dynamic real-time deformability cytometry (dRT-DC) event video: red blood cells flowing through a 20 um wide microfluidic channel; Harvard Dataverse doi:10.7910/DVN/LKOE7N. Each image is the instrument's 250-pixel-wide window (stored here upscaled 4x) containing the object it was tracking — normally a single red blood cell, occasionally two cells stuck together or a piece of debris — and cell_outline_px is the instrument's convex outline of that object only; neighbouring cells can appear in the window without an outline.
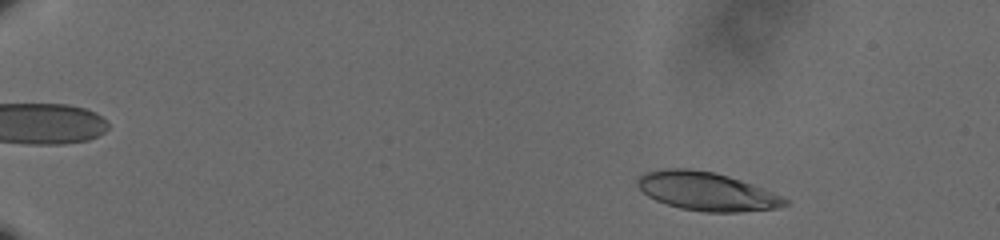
{"species": "human", "species_latin": "Homo sapiens", "temperature_condition": "cold", "stored_images_in_passage": 57, "camera_frame_rate_fps": 3000, "um_per_image_px": 0.085, "donor": {"sex": "male"}, "frame": {"image": 1, "passage_image": 6, "time_ms": 1.667, "image_size_px": [1000, 240], "cell_outline_px": [[788, 204], [776, 208], [740, 212], [704, 212], [680, 208], [656, 200], [648, 196], [636, 184], [636, 180], [644, 172], [668, 168], [688, 168], [712, 172], [728, 176], [752, 184], [780, 196], [788, 200]], "centroid_in_image_um": [60.03, 16.26], "position_along_channel_um": 25.0, "area_um2": 32.71}}
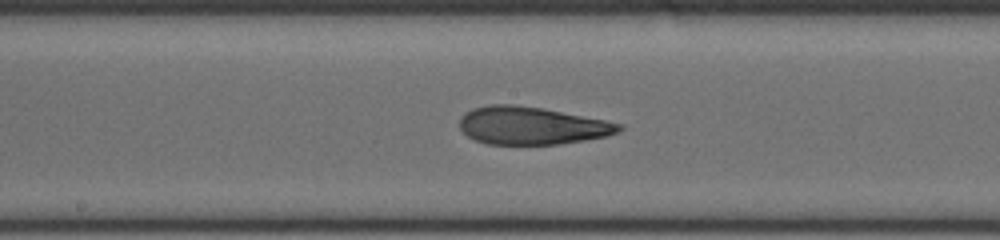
{"frame": {"image": 2, "passage_image": 32, "time_ms": 10.333, "image_size_px": [1000, 240], "cell_outline_px": [[624, 128], [620, 132], [608, 136], [560, 144], [488, 144], [476, 140], [468, 136], [460, 128], [460, 116], [464, 112], [472, 108], [492, 104], [512, 104], [544, 108], [624, 124]], "centroid_in_image_um": [45.21, 10.67], "position_along_channel_um": 203.0, "area_um2": 35.2}}
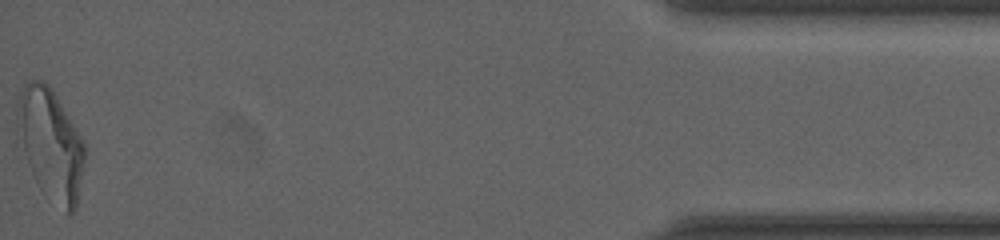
{"frame": {"image": 3, "passage_image": 57, "time_ms": 18.667, "image_size_px": [1000, 240], "cell_outline_px": [[84, 164], [76, 208], [72, 212], [64, 212], [16, 136], [16, 100], [24, 84], [32, 80], [44, 80], [52, 88], [84, 140]], "centroid_in_image_um": [4.33, 12.01], "position_along_channel_um": 430.9, "area_um2": 41.21}, "authors_computed_cell_mechanics": {"area_um2": 34.8534, "velocity_mm_per_s": 3.6131, "shape_relaxation_time_tau1_ms": 7.1132, "shape_relaxation_time_tau2_ms": 2.2059, "deformation_change_tau1": 0.223, "deformation_change_tau2": 0.1157}}